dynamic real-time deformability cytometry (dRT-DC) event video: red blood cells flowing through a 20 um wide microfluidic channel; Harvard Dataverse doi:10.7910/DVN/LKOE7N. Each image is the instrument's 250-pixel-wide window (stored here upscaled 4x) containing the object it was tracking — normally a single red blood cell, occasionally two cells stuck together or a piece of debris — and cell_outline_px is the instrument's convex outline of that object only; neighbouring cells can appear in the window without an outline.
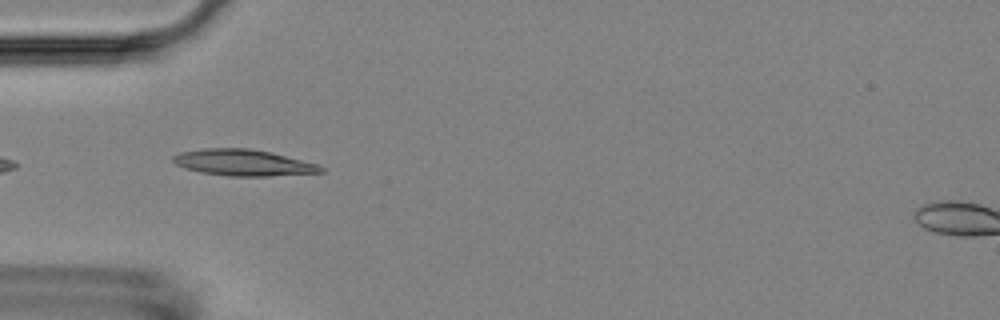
{"species": "Egyptian fruit bat (a non-hibernating species)", "species_latin": "Rousettus aegyptiacus", "temperature_condition": "room temperature", "stored_images_in_passage": 4, "camera_frame_rate_fps": 3000, "um_per_image_px": 0.085, "animal": {"sex": "female"}, "frame": {"image": 1, "passage_image": 3, "time_ms": 2.333, "image_size_px": [1000, 320], "cell_outline_px": [[328, 172], [268, 176], [228, 176], [200, 172], [184, 168], [176, 164], [172, 160], [172, 156], [180, 152], [204, 148], [248, 148], [272, 152], [316, 164], [324, 168]], "centroid_in_image_um": [20.67, 13.82], "position_along_channel_um": 64.3, "area_um2": 22.72}}